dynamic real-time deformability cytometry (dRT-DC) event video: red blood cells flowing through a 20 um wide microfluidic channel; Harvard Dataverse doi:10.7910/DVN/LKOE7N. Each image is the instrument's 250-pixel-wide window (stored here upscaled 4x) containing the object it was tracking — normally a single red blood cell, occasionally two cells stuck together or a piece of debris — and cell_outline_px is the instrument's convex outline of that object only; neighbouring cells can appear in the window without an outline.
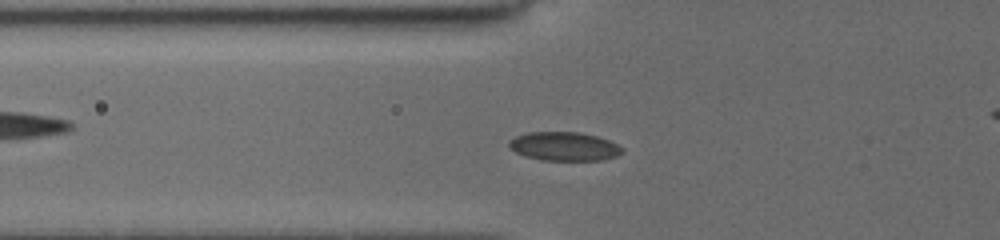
{"species": "common noctule bat (a hibernating species)", "species_latin": "Nyctalus noctula", "temperature_condition": "cold", "stored_images_in_passage": 12, "camera_frame_rate_fps": 3000, "um_per_image_px": 0.085, "animal": {"sex": "female", "body_mass_g": 19.5, "forearm_length_mm": 54.1}, "frame": {"image": 1, "passage_image": 6, "time_ms": 1.667, "image_size_px": [1000, 240], "cell_outline_px": [[624, 152], [616, 156], [600, 160], [540, 160], [524, 156], [516, 152], [508, 144], [508, 140], [516, 136], [528, 132], [580, 132], [596, 136], [608, 140], [624, 148]], "centroid_in_image_um": [47.95, 12.44], "position_along_channel_um": 77.8, "area_um2": 18.96}}
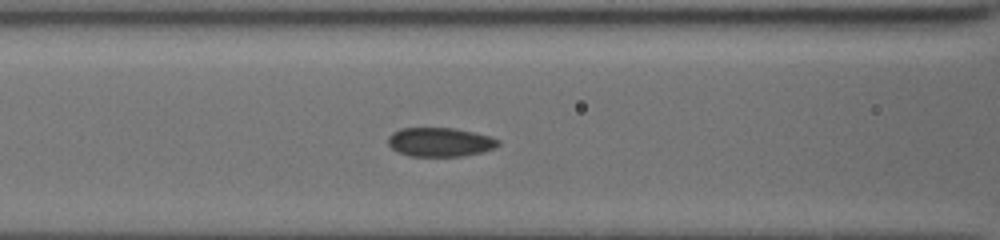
{"frame": {"image": 2, "passage_image": 9, "time_ms": 3.0, "image_size_px": [1000, 240], "cell_outline_px": [[500, 144], [492, 148], [480, 152], [460, 156], [408, 156], [396, 152], [388, 144], [388, 136], [392, 132], [400, 128], [456, 128], [488, 136], [500, 140]], "centroid_in_image_um": [37.34, 12.07], "position_along_channel_um": 129.3, "area_um2": 18.55}}
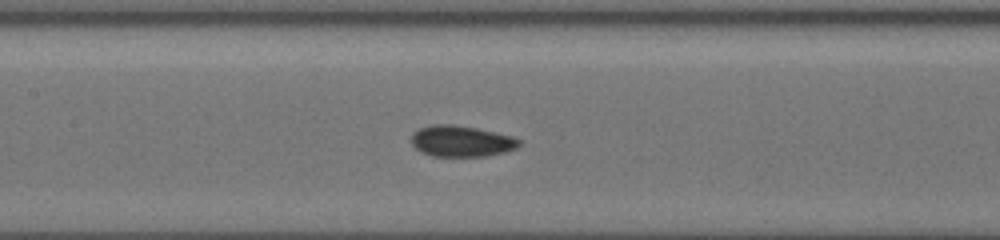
{"frame": {"image": 3, "passage_image": 12, "time_ms": 4.0, "image_size_px": [1000, 240], "cell_outline_px": [[520, 144], [516, 148], [504, 152], [484, 156], [432, 156], [420, 152], [412, 144], [412, 132], [420, 128], [432, 124], [452, 124], [476, 128], [512, 136], [520, 140]], "centroid_in_image_um": [39.18, 11.99], "position_along_channel_um": 168.2, "area_um2": 19.48}}